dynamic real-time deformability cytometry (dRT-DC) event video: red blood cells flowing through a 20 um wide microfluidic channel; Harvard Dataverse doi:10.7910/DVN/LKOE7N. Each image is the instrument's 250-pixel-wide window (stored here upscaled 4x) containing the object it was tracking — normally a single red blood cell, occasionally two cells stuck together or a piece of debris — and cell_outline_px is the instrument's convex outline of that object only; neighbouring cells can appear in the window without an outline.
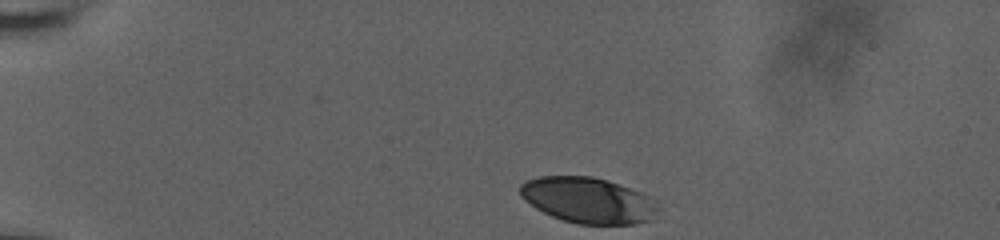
{"species": "human", "species_latin": "Homo sapiens", "temperature_condition": "room temperature", "stored_images_in_passage": 39, "camera_frame_rate_fps": 3000, "um_per_image_px": 0.085, "donor": {"sex": "male"}, "frame": {"image": 1, "passage_image": 1, "time_ms": 0.0, "image_size_px": [1000, 240], "cell_outline_px": [[660, 208], [652, 220], [636, 224], [576, 224], [552, 216], [536, 208], [524, 200], [520, 196], [520, 184], [528, 180], [540, 176], [592, 176], [608, 180], [640, 192], [648, 196]], "centroid_in_image_um": [49.99, 17.03], "position_along_channel_um": 35.0, "area_um2": 36.82}}
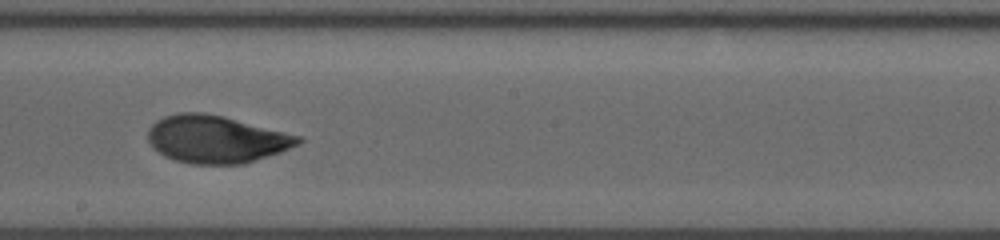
{"frame": {"image": 2, "passage_image": 23, "time_ms": 7.333, "image_size_px": [1000, 240], "cell_outline_px": [[304, 140], [300, 144], [280, 152], [244, 164], [192, 164], [172, 160], [164, 156], [152, 148], [148, 140], [148, 128], [156, 120], [164, 116], [176, 112], [204, 112], [224, 116], [304, 136]], "centroid_in_image_um": [18.38, 11.83], "position_along_channel_um": 229.8, "area_um2": 42.25}}
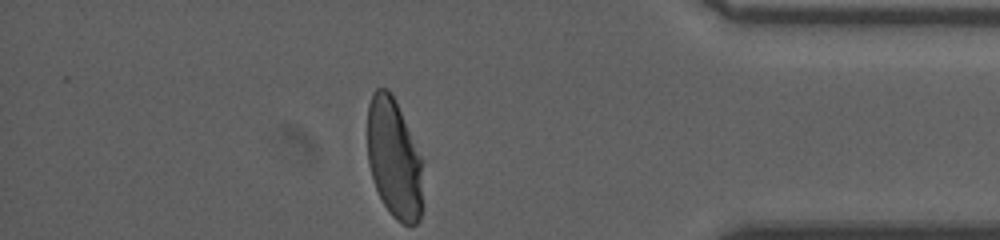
{"frame": {"image": 3, "passage_image": 39, "time_ms": 12.667, "image_size_px": [1000, 240], "cell_outline_px": [[424, 208], [420, 220], [416, 224], [404, 224], [396, 220], [392, 216], [384, 204], [376, 188], [368, 164], [368, 104], [372, 92], [376, 88], [388, 88], [424, 160]], "centroid_in_image_um": [33.55, 13.55], "position_along_channel_um": 401.6, "area_um2": 39.48}, "authors_computed_cell_mechanics": {"area_um2": 40.8646, "velocity_mm_per_s": 3.7018, "shape_relaxation_time_tau1_ms": 4.7901, "shape_relaxation_time_tau2_ms": 1.1458, "deformation_change_tau1": 0.1707, "deformation_change_tau2": 0.0507}}